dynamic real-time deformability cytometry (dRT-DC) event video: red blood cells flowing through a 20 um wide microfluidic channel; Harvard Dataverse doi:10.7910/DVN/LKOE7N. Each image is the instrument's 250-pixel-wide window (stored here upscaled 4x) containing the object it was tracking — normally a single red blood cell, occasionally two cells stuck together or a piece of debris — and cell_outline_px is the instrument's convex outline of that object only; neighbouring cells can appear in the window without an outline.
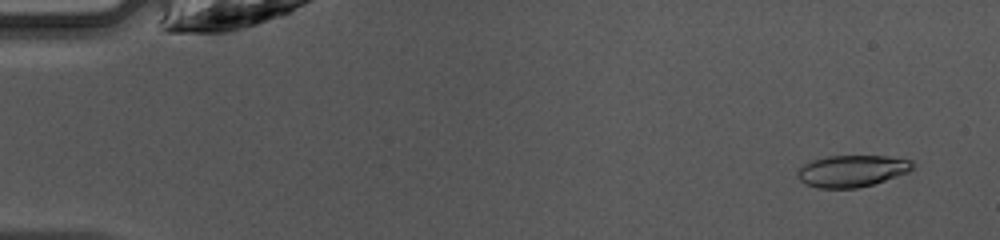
{"species": "common noctule bat (a hibernating species)", "species_latin": "Nyctalus noctula", "temperature_condition": "warm", "stored_images_in_passage": 47, "camera_frame_rate_fps": 3000, "um_per_image_px": 0.085, "animal": {"sex": "female", "body_mass_g": 10.0, "forearm_length_mm": 53.1}, "frame": {"image": 1, "passage_image": 3, "time_ms": 0.667, "image_size_px": [1000, 240], "cell_outline_px": [[916, 164], [908, 172], [872, 184], [856, 188], [816, 188], [804, 184], [796, 176], [796, 172], [804, 164], [812, 160], [828, 156], [888, 156], [912, 160]], "centroid_in_image_um": [72.39, 14.53], "position_along_channel_um": 12.6, "area_um2": 21.33}}
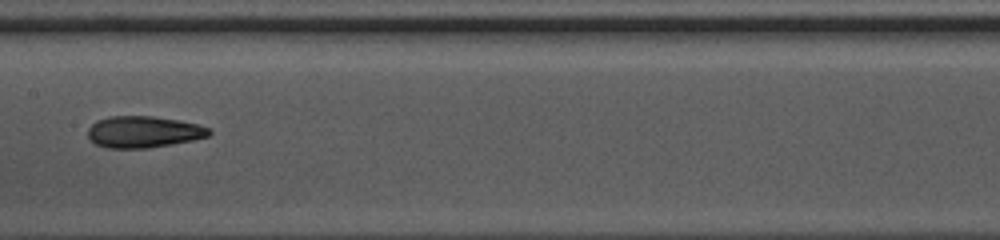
{"frame": {"image": 2, "passage_image": 24, "time_ms": 7.667, "image_size_px": [1000, 240], "cell_outline_px": [[212, 132], [208, 136], [192, 140], [172, 144], [148, 148], [108, 148], [96, 144], [88, 136], [88, 128], [96, 120], [108, 116], [152, 116], [180, 120], [196, 124], [208, 128]], "centroid_in_image_um": [12.18, 11.2], "position_along_channel_um": 195.2, "area_um2": 22.25}}
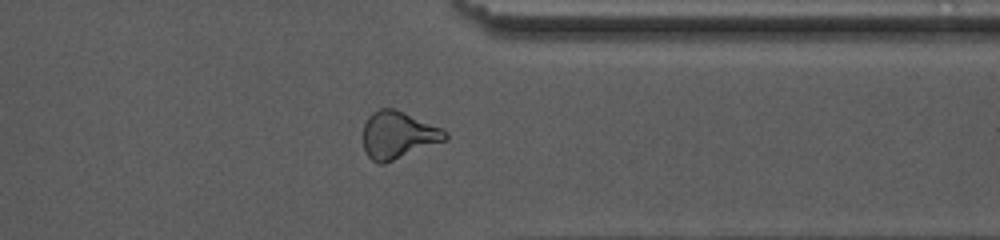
{"frame": {"image": 3, "passage_image": 37, "time_ms": 12.0, "image_size_px": [1000, 240], "cell_outline_px": [[448, 140], [384, 164], [380, 164], [372, 160], [364, 152], [364, 124], [368, 116], [372, 112], [380, 108], [396, 108], [440, 128], [448, 132]], "centroid_in_image_um": [33.84, 11.48], "position_along_channel_um": 377.6, "area_um2": 22.77}, "authors_computed_cell_mechanics": {"area_um2": 22.1952, "velocity_mm_per_s": 4.2713, "shape_relaxation_time_tau1_ms": 8.1963, "shape_relaxation_time_tau2_ms": 3.1828, "deformation_change_tau1": 0.2261, "deformation_change_tau2": 0.1255}}